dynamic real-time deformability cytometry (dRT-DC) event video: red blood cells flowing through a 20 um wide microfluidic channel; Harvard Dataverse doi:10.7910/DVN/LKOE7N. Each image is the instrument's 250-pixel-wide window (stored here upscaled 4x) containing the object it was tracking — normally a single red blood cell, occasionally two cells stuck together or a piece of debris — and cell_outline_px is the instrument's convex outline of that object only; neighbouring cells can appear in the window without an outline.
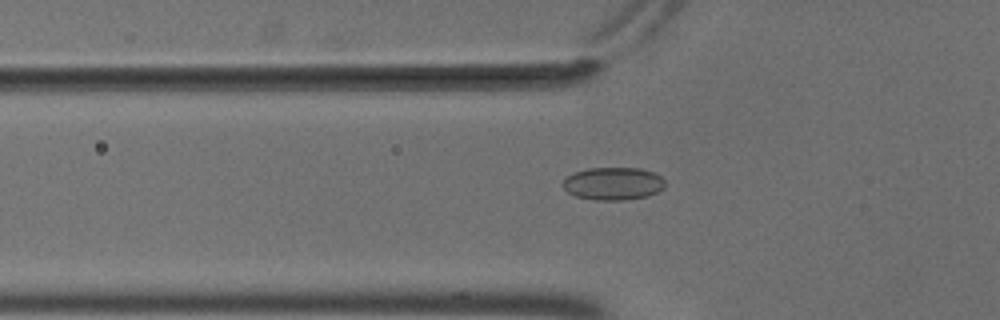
{"species": "common noctule bat (a hibernating species)", "species_latin": "Nyctalus noctula", "temperature_condition": "cold", "stored_images_in_passage": 53, "camera_frame_rate_fps": 3000, "um_per_image_px": 0.085, "animal": {"sex": "male", "body_mass_g": 18.8}, "frame": {"image": 1, "passage_image": 17, "time_ms": 5.333, "image_size_px": [1000, 320], "cell_outline_px": [[664, 188], [648, 196], [624, 200], [596, 200], [576, 196], [568, 192], [560, 184], [568, 176], [576, 172], [588, 168], [640, 168], [656, 172], [664, 180]], "centroid_in_image_um": [52.13, 15.6], "position_along_channel_um": 73.7, "area_um2": 19.54}}
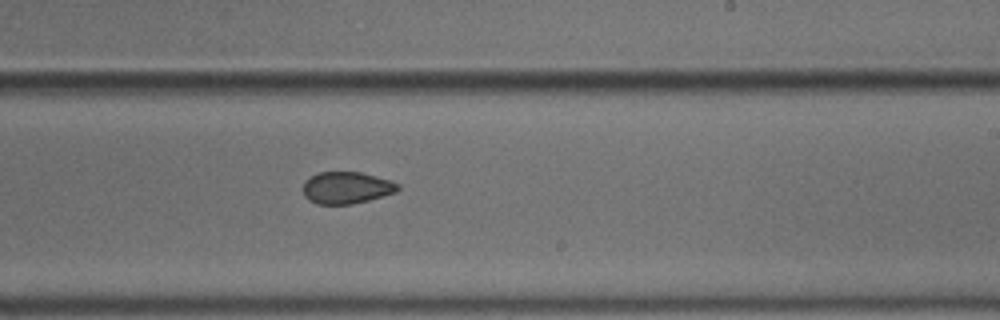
{"frame": {"image": 2, "passage_image": 32, "time_ms": 10.333, "image_size_px": [1000, 320], "cell_outline_px": [[400, 188], [396, 192], [368, 200], [352, 204], [316, 204], [308, 200], [304, 196], [304, 180], [320, 172], [360, 172], [376, 176], [400, 184]], "centroid_in_image_um": [29.45, 15.96], "position_along_channel_um": 259.6, "area_um2": 17.57}}
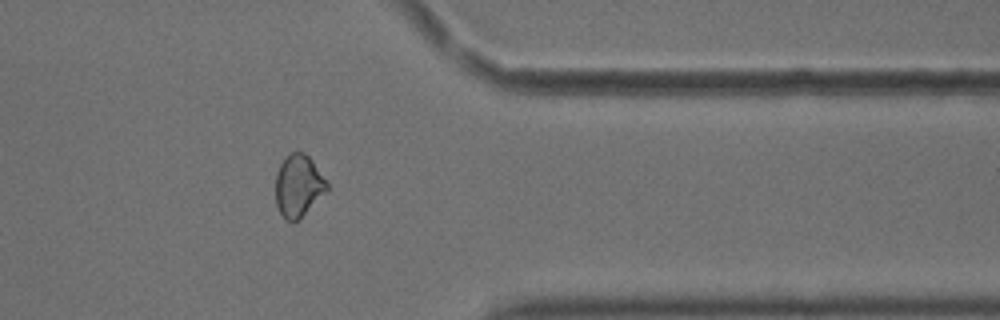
{"frame": {"image": 3, "passage_image": 43, "time_ms": 14.0, "image_size_px": [1000, 320], "cell_outline_px": [[328, 188], [300, 220], [292, 224], [280, 212], [276, 204], [276, 172], [280, 164], [292, 152], [304, 152], [312, 160], [328, 184]], "centroid_in_image_um": [25.35, 15.82], "position_along_channel_um": 386.0, "area_um2": 18.38}, "authors_computed_cell_mechanics": {"area_um2": 19.0162, "velocity_mm_per_s": 3.7017, "shape_relaxation_time_tau1_ms": null, "shape_relaxation_time_tau2_ms": 3.5815, "deformation_change_tau1": null, "deformation_change_tau2": 0.068}}